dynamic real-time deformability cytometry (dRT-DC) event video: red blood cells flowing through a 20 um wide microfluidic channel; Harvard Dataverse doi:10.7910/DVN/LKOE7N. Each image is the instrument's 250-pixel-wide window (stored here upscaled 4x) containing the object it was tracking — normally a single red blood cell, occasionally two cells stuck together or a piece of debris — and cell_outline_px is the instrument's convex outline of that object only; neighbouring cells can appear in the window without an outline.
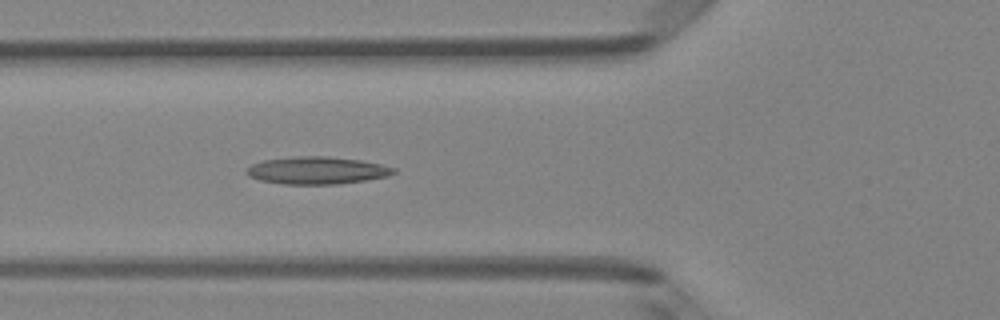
{"species": "Egyptian fruit bat (a non-hibernating species)", "species_latin": "Rousettus aegyptiacus", "temperature_condition": "room temperature", "stored_images_in_passage": 5, "camera_frame_rate_fps": 3000, "um_per_image_px": 0.085, "animal": {"sex": "female"}, "frame": {"image": 1, "passage_image": 5, "time_ms": 1.333, "image_size_px": [1000, 320], "cell_outline_px": [[396, 172], [388, 176], [364, 180], [336, 184], [284, 184], [260, 180], [248, 176], [244, 172], [244, 168], [252, 164], [264, 160], [296, 156], [328, 156], [360, 160], [380, 164], [396, 168]], "centroid_in_image_um": [26.9, 14.48], "position_along_channel_um": 98.9, "area_um2": 23.52}}